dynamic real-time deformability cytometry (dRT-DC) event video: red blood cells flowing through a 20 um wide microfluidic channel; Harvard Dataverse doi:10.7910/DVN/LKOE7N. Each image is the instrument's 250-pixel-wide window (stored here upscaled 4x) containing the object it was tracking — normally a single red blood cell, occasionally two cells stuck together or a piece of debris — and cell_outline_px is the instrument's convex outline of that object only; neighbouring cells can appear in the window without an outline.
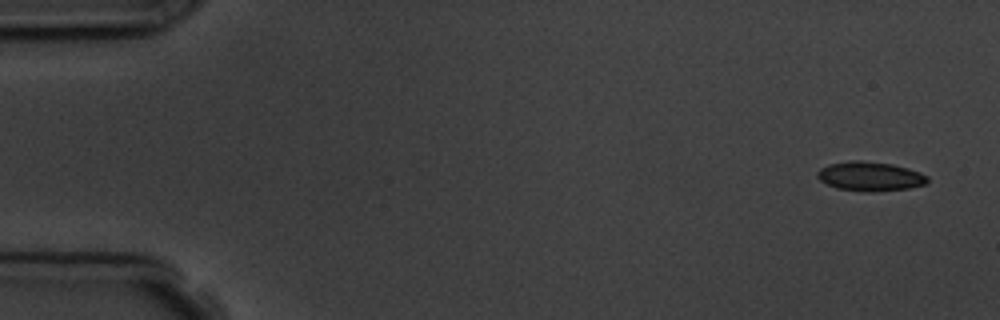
{"species": "common noctule bat (a hibernating species)", "species_latin": "Nyctalus noctula", "temperature_condition": "room temperature", "stored_images_in_passage": 6, "camera_frame_rate_fps": 3000, "um_per_image_px": 0.085, "animal": {"sex": "male", "body_mass_g": 19.5, "forearm_length_mm": 54.6}, "frame": {"image": 1, "passage_image": 1, "time_ms": 0.0, "image_size_px": [1000, 320], "cell_outline_px": [[928, 180], [924, 184], [908, 188], [872, 192], [860, 192], [836, 188], [820, 180], [816, 176], [816, 172], [820, 168], [828, 164], [852, 160], [860, 160], [892, 164], [908, 168], [920, 172], [928, 176]], "centroid_in_image_um": [73.92, 14.99], "position_along_channel_um": 11.1, "area_um2": 18.9}}
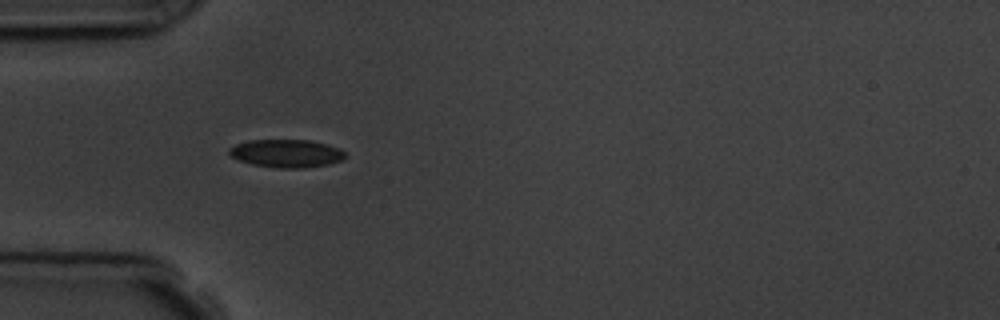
{"frame": {"image": 2, "passage_image": 5, "time_ms": 4.667, "image_size_px": [1000, 320], "cell_outline_px": [[344, 160], [328, 164], [304, 168], [280, 168], [252, 164], [240, 160], [232, 156], [228, 152], [228, 148], [236, 144], [248, 140], [308, 140], [328, 144], [340, 148], [344, 152]], "centroid_in_image_um": [24.36, 13.03], "position_along_channel_um": 60.6, "area_um2": 18.9}}